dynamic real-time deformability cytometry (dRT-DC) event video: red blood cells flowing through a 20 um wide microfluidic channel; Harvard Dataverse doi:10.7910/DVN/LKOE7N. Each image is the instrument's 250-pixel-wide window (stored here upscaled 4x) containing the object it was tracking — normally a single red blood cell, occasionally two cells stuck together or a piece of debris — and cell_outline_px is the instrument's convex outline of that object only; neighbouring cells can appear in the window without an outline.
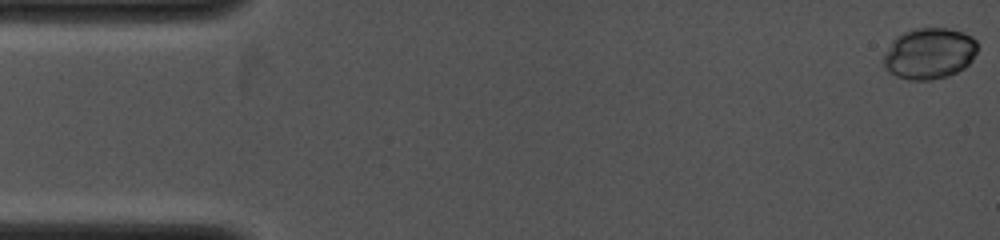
{"species": "common noctule bat (a hibernating species)", "species_latin": "Nyctalus noctula", "temperature_condition": "cold", "stored_images_in_passage": 50, "camera_frame_rate_fps": 4000, "um_per_image_px": 0.085, "animal": {"sex": "female", "body_mass_g": 19.0, "forearm_length_mm": 53.3}, "frame": {"image": 1, "passage_image": 1, "time_ms": 0.0, "image_size_px": [1000, 240], "cell_outline_px": [[976, 52], [972, 60], [964, 68], [948, 76], [928, 80], [908, 80], [896, 76], [888, 72], [884, 68], [880, 60], [892, 40], [896, 36], [904, 32], [916, 28], [948, 28], [964, 32], [972, 36], [976, 40]], "centroid_in_image_um": [78.94, 4.55], "position_along_channel_um": 6.1, "area_um2": 28.38}}
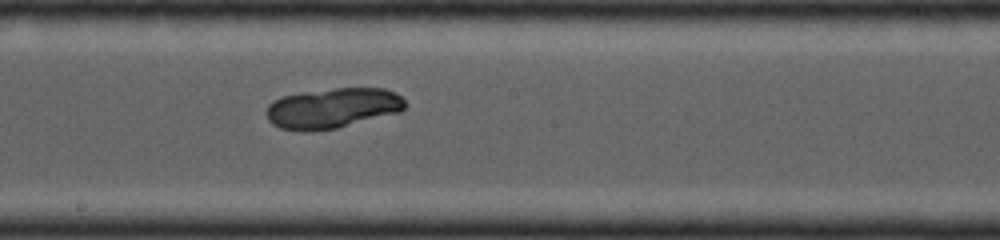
{"frame": {"image": 2, "passage_image": 31, "time_ms": 7.5, "image_size_px": [1000, 240], "cell_outline_px": [[408, 104], [400, 112], [336, 128], [312, 132], [308, 132], [280, 128], [272, 124], [268, 120], [264, 112], [268, 104], [272, 100], [280, 96], [300, 92], [336, 88], [384, 88], [396, 92]], "centroid_in_image_um": [28.23, 9.19], "position_along_channel_um": 220.0, "area_um2": 33.0}}
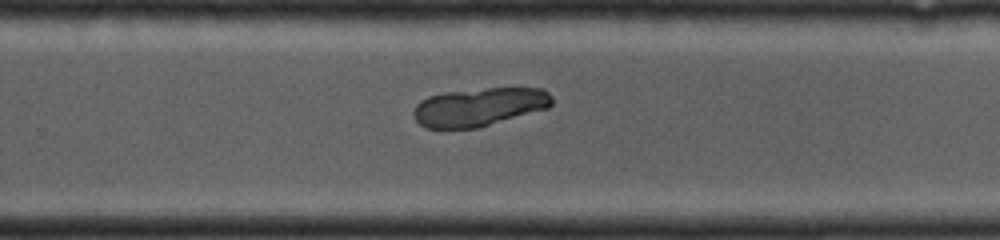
{"frame": {"image": 3, "passage_image": 37, "time_ms": 9.0, "image_size_px": [1000, 240], "cell_outline_px": [[552, 104], [548, 108], [480, 128], [424, 128], [416, 120], [412, 112], [416, 104], [420, 100], [428, 96], [444, 92], [488, 88], [544, 88], [552, 96]], "centroid_in_image_um": [40.73, 9.09], "position_along_channel_um": 289.1, "area_um2": 31.21}}